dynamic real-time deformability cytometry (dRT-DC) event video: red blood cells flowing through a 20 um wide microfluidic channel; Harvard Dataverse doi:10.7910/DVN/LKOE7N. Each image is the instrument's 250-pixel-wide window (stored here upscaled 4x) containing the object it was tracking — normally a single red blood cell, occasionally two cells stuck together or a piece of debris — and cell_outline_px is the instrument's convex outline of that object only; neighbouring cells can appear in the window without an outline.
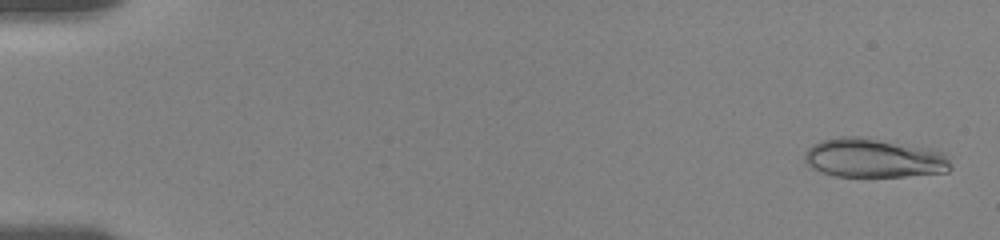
{"species": "human", "species_latin": "Homo sapiens", "temperature_condition": "room temperature", "stored_images_in_passage": 56, "camera_frame_rate_fps": 3000, "um_per_image_px": 0.085, "donor": {"sex": "female"}, "frame": {"image": 1, "passage_image": 2, "time_ms": 0.333, "image_size_px": [1000, 240], "cell_outline_px": [[952, 168], [948, 172], [904, 176], [836, 176], [812, 168], [804, 160], [804, 152], [812, 144], [820, 140], [840, 136], [860, 136], [932, 148], [944, 152], [952, 164]], "centroid_in_image_um": [74.3, 13.41], "position_along_channel_um": 10.7, "area_um2": 33.64}}
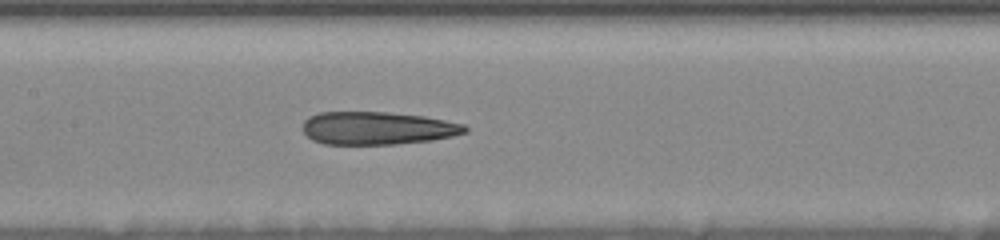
{"frame": {"image": 2, "passage_image": 28, "time_ms": 9.0, "image_size_px": [1000, 240], "cell_outline_px": [[468, 132], [452, 136], [432, 140], [396, 144], [324, 144], [312, 140], [304, 132], [304, 120], [308, 116], [320, 112], [384, 112], [424, 116], [464, 124], [468, 128]], "centroid_in_image_um": [32.08, 10.89], "position_along_channel_um": 175.3, "area_um2": 31.1}}
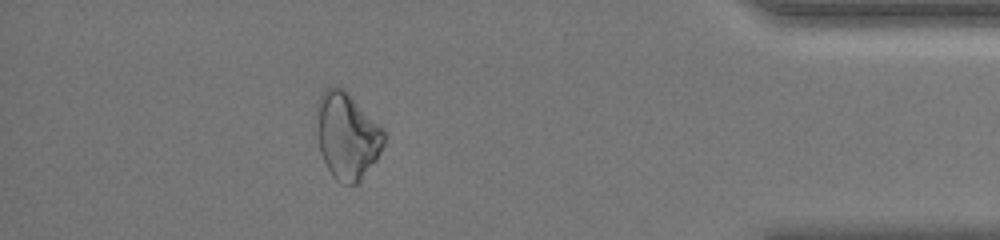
{"frame": {"image": 3, "passage_image": 50, "time_ms": 16.333, "image_size_px": [1000, 240], "cell_outline_px": [[384, 144], [376, 160], [360, 180], [356, 184], [344, 184], [336, 180], [332, 176], [320, 152], [316, 132], [316, 100], [328, 88], [344, 88], [384, 128]], "centroid_in_image_um": [29.49, 11.53], "position_along_channel_um": 405.7, "area_um2": 34.1}}